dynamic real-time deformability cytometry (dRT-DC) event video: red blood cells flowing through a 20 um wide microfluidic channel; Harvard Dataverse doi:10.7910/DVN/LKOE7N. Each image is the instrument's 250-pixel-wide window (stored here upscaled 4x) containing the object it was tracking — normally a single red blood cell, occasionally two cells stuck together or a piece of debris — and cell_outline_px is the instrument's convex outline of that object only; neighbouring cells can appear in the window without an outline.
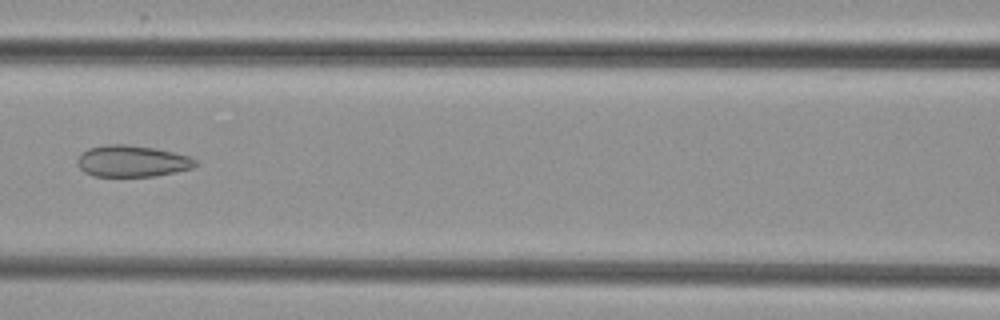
{"species": "common noctule bat (a hibernating species)", "species_latin": "Nyctalus noctula", "temperature_condition": "cold", "stored_images_in_passage": 3, "camera_frame_rate_fps": 3000, "um_per_image_px": 0.085, "animal": {"sex": "female", "body_mass_g": 29.2, "forearm_length_mm": 56.3}, "frame": {"image": 1, "passage_image": 3, "time_ms": 2.0, "image_size_px": [1000, 320], "cell_outline_px": [[196, 164], [192, 168], [176, 172], [156, 176], [92, 176], [84, 172], [76, 164], [76, 160], [88, 148], [108, 144], [124, 144], [156, 148], [188, 156], [196, 160]], "centroid_in_image_um": [11.21, 13.7], "position_along_channel_um": 155.4, "area_um2": 21.62}}